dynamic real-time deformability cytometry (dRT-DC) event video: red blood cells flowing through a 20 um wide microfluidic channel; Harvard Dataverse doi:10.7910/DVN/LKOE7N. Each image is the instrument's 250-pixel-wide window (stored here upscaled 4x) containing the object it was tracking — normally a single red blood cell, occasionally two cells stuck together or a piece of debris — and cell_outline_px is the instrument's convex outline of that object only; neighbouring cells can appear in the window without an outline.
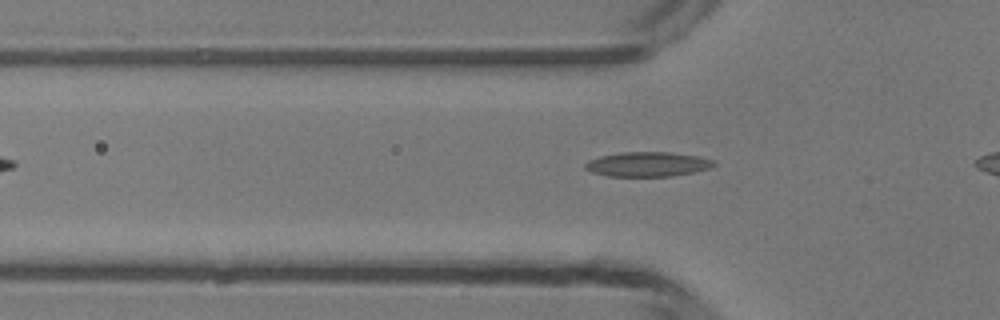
{"species": "common noctule bat (a hibernating species)", "species_latin": "Nyctalus noctula", "temperature_condition": "room temperature", "stored_images_in_passage": 32, "camera_frame_rate_fps": 3000, "um_per_image_px": 0.085, "animal": {"sex": "male", "body_mass_g": 13.3}, "frame": {"image": 1, "passage_image": 8, "time_ms": 2.333, "image_size_px": [1000, 320], "cell_outline_px": [[716, 164], [712, 168], [672, 176], [608, 176], [592, 172], [584, 168], [584, 164], [588, 160], [600, 156], [620, 152], [672, 152], [696, 156], [712, 160]], "centroid_in_image_um": [55.02, 13.95], "position_along_channel_um": 70.8, "area_um2": 18.44}}
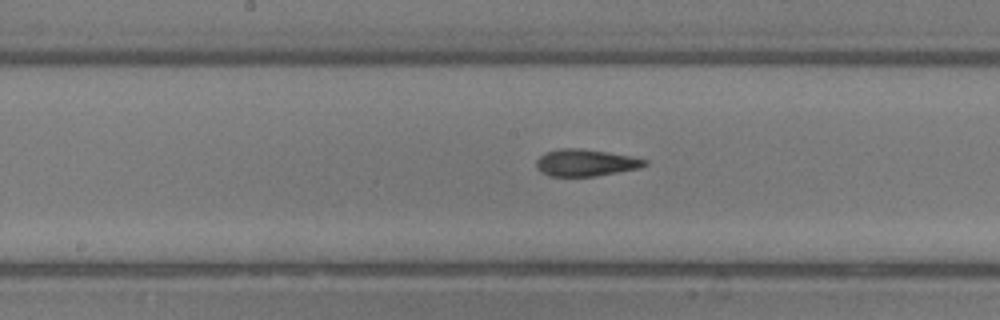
{"frame": {"image": 2, "passage_image": 17, "time_ms": 5.333, "image_size_px": [1000, 320], "cell_outline_px": [[648, 164], [640, 168], [596, 176], [548, 176], [540, 172], [536, 168], [536, 160], [544, 152], [560, 148], [580, 148], [608, 152], [632, 156], [648, 160]], "centroid_in_image_um": [49.76, 13.83], "position_along_channel_um": 198.4, "area_um2": 17.22}}
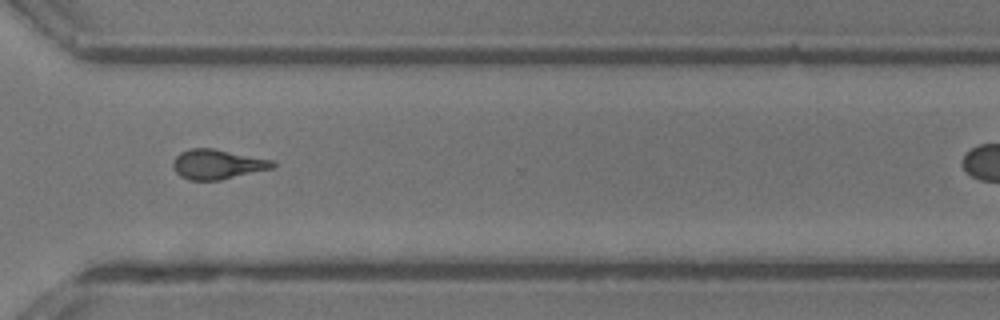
{"frame": {"image": 3, "passage_image": 28, "time_ms": 9.0, "image_size_px": [1000, 320], "cell_outline_px": [[276, 164], [272, 168], [220, 180], [188, 180], [180, 176], [172, 168], [172, 160], [180, 152], [188, 148], [212, 148], [272, 160]], "centroid_in_image_um": [18.41, 13.96], "position_along_channel_um": 352.2, "area_um2": 17.22}}